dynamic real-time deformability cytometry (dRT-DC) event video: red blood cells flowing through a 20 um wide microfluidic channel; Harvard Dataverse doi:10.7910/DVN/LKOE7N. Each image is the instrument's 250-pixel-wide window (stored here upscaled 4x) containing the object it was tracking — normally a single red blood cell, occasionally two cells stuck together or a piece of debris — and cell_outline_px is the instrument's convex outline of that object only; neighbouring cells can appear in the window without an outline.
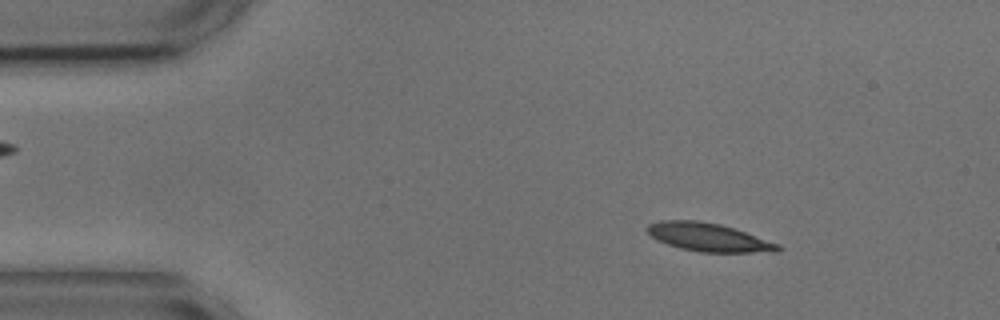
{"species": "common noctule bat (a hibernating species)", "species_latin": "Nyctalus noctula", "temperature_condition": "cold", "stored_images_in_passage": 11, "camera_frame_rate_fps": 3000, "um_per_image_px": 0.085, "animal": {"sex": "male", "body_mass_g": 17.9, "forearm_length_mm": 54.2}, "frame": {"image": 1, "passage_image": 7, "time_ms": 2.0, "image_size_px": [1000, 320], "cell_outline_px": [[784, 248], [780, 252], [700, 252], [680, 248], [668, 244], [652, 236], [644, 228], [648, 224], [660, 220], [700, 220], [720, 224], [780, 244]], "centroid_in_image_um": [60.25, 20.16], "position_along_channel_um": 24.8, "area_um2": 21.5}}